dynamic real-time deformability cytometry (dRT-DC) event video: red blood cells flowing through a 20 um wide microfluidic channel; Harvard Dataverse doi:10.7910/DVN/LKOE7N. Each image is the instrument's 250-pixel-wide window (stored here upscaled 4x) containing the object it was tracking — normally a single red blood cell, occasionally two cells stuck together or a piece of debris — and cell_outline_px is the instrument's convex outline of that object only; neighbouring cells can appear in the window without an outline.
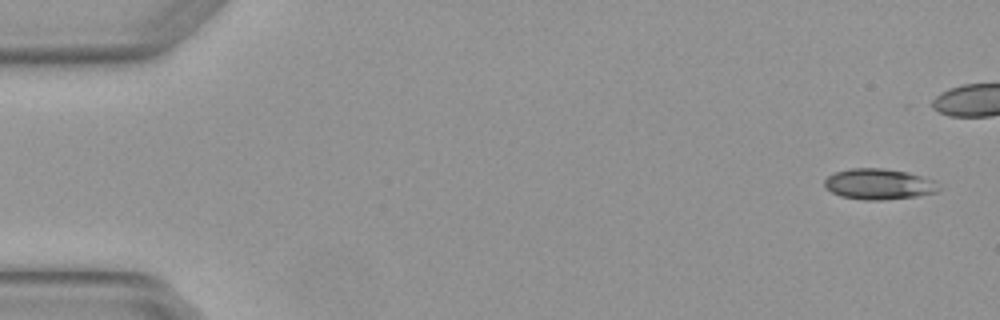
{"species": "Egyptian fruit bat (a non-hibernating species)", "species_latin": "Rousettus aegyptiacus", "temperature_condition": "warm", "stored_images_in_passage": 2, "camera_frame_rate_fps": 3000, "um_per_image_px": 0.085, "animal": {"sex": "female"}, "frame": {"image": 1, "passage_image": 2, "time_ms": 0.333, "image_size_px": [1000, 320], "cell_outline_px": [[944, 188], [936, 192], [916, 196], [884, 200], [864, 200], [840, 196], [832, 192], [824, 184], [824, 180], [828, 176], [836, 172], [848, 168], [884, 168], [908, 172], [924, 176], [936, 180]], "centroid_in_image_um": [74.77, 15.64], "position_along_channel_um": 10.2, "area_um2": 20.81}}